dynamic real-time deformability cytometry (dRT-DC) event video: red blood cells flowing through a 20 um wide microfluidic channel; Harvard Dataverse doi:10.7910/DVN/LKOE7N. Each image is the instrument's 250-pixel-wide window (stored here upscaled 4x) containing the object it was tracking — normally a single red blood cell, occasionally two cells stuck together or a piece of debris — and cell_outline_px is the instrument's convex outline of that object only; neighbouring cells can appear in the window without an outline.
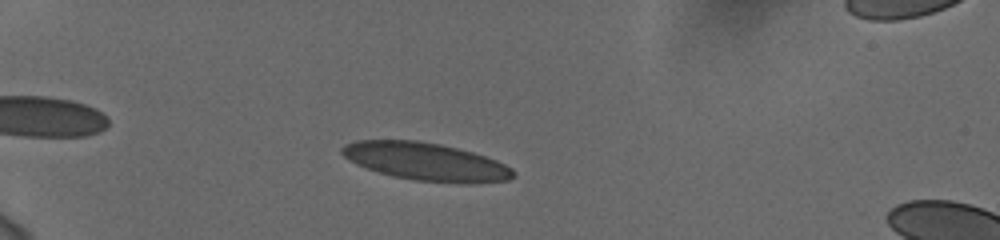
{"species": "human", "species_latin": "Homo sapiens", "temperature_condition": "cold", "stored_images_in_passage": 48, "camera_frame_rate_fps": 3000, "um_per_image_px": 0.085, "donor": {"sex": "female"}, "frame": {"image": 1, "passage_image": 8, "time_ms": 2.333, "image_size_px": [1000, 240], "cell_outline_px": [[516, 176], [508, 180], [472, 184], [464, 184], [412, 180], [392, 176], [376, 172], [364, 168], [348, 160], [340, 152], [340, 148], [344, 144], [356, 140], [416, 140], [440, 144], [472, 152], [496, 160], [512, 168], [516, 172]], "centroid_in_image_um": [36.18, 13.75], "position_along_channel_um": 48.8, "area_um2": 38.21}}
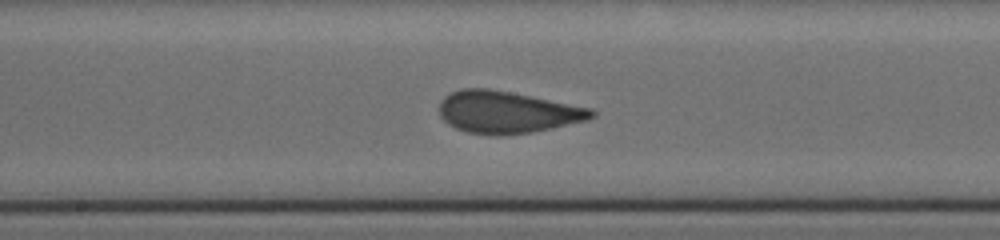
{"frame": {"image": 2, "passage_image": 24, "time_ms": 7.667, "image_size_px": [1000, 240], "cell_outline_px": [[596, 116], [588, 120], [532, 132], [500, 136], [496, 136], [468, 132], [456, 128], [448, 124], [440, 116], [440, 100], [444, 96], [460, 88], [488, 88], [592, 108], [596, 112]], "centroid_in_image_um": [43.1, 9.54], "position_along_channel_um": 205.1, "area_um2": 37.22}}
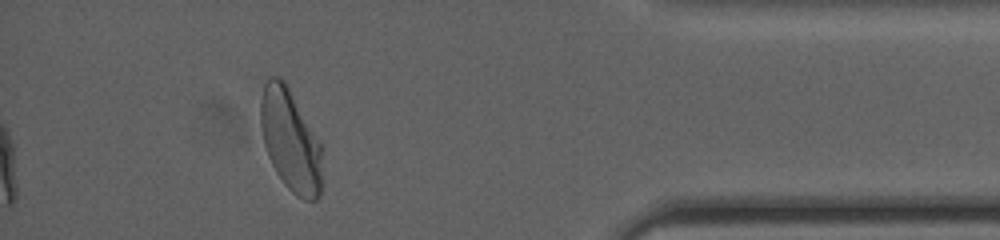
{"frame": {"image": 3, "passage_image": 43, "time_ms": 14.0, "image_size_px": [1000, 240], "cell_outline_px": [[320, 196], [316, 200], [304, 200], [296, 196], [284, 184], [276, 172], [268, 156], [264, 144], [260, 124], [260, 100], [264, 84], [268, 76], [280, 76], [284, 80], [320, 144]], "centroid_in_image_um": [24.63, 11.92], "position_along_channel_um": 410.6, "area_um2": 36.01}, "authors_computed_cell_mechanics": {"area_um2": 36.703, "velocity_mm_per_s": 3.742, "shape_relaxation_time_tau1_ms": 6.4573, "shape_relaxation_time_tau2_ms": null, "deformation_change_tau1": 0.1928, "deformation_change_tau2": null}}